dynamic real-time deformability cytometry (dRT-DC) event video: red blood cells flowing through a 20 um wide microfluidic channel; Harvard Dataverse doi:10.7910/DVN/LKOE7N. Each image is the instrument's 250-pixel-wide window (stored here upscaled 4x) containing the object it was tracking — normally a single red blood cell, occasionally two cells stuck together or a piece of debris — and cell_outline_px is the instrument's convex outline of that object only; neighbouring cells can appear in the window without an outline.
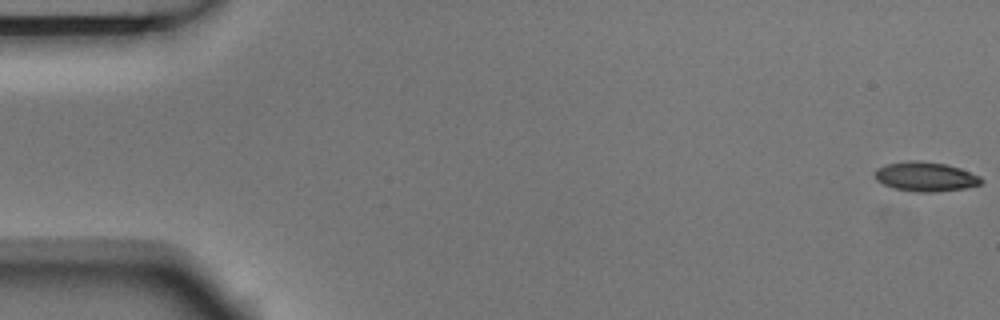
{"species": "Egyptian fruit bat (a non-hibernating species)", "species_latin": "Rousettus aegyptiacus", "temperature_condition": "room temperature", "stored_images_in_passage": 5, "camera_frame_rate_fps": 3000, "um_per_image_px": 0.085, "animal": {"sex": "male"}, "frame": {"image": 1, "passage_image": 1, "time_ms": 0.0, "image_size_px": [1000, 320], "cell_outline_px": [[984, 180], [980, 184], [968, 188], [936, 192], [916, 192], [892, 188], [876, 180], [876, 168], [888, 164], [908, 160], [920, 160], [948, 164], [960, 168], [980, 176]], "centroid_in_image_um": [78.7, 15.01], "position_along_channel_um": 6.3, "area_um2": 18.44}}
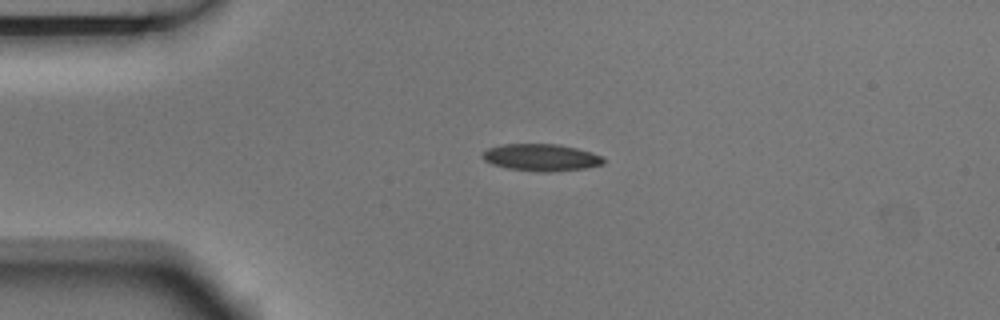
{"frame": {"image": 2, "passage_image": 4, "time_ms": 1.0, "image_size_px": [1000, 320], "cell_outline_px": [[604, 164], [584, 168], [552, 172], [540, 172], [508, 168], [492, 164], [484, 160], [480, 156], [488, 148], [504, 144], [556, 144], [576, 148], [592, 152], [604, 156]], "centroid_in_image_um": [46.01, 13.38], "position_along_channel_um": 39.0, "area_um2": 19.07}}